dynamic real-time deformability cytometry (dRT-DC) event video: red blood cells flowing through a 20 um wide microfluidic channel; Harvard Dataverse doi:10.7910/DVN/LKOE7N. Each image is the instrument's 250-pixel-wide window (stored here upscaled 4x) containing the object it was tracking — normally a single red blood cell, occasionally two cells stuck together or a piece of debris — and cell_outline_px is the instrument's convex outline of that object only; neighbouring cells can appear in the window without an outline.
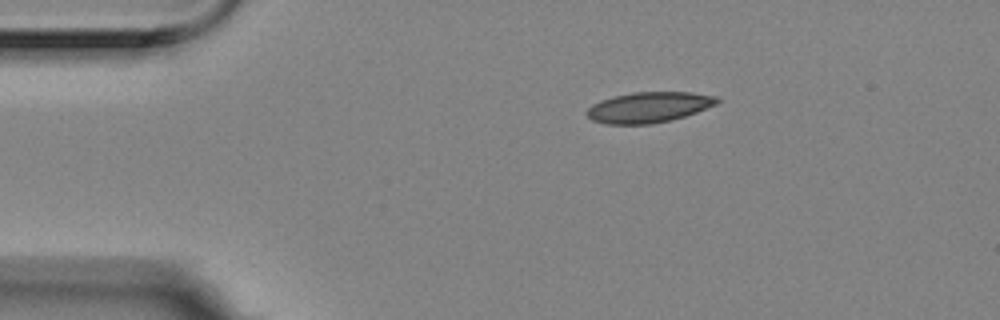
{"species": "Egyptian fruit bat (a non-hibernating species)", "species_latin": "Rousettus aegyptiacus", "temperature_condition": "room temperature", "stored_images_in_passage": 7, "camera_frame_rate_fps": 3000, "um_per_image_px": 0.085, "animal": {"sex": "female"}, "frame": {"image": 1, "passage_image": 1, "time_ms": 0.0, "image_size_px": [1000, 320], "cell_outline_px": [[720, 100], [716, 104], [696, 112], [684, 116], [668, 120], [648, 124], [604, 124], [592, 120], [584, 112], [592, 104], [600, 100], [632, 92], [692, 92], [716, 96]], "centroid_in_image_um": [55.11, 9.11], "position_along_channel_um": 29.9, "area_um2": 23.06}}
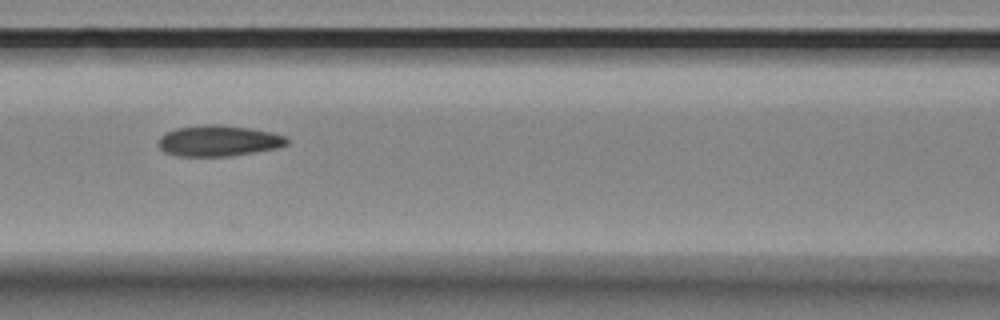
{"frame": {"image": 2, "passage_image": 5, "time_ms": 1.333, "image_size_px": [1000, 320], "cell_outline_px": [[292, 140], [288, 144], [276, 148], [228, 156], [176, 156], [164, 152], [156, 144], [160, 136], [176, 128], [204, 124], [220, 124], [248, 128], [272, 132], [284, 136]], "centroid_in_image_um": [18.56, 11.96], "position_along_channel_um": 148.0, "area_um2": 23.24}}
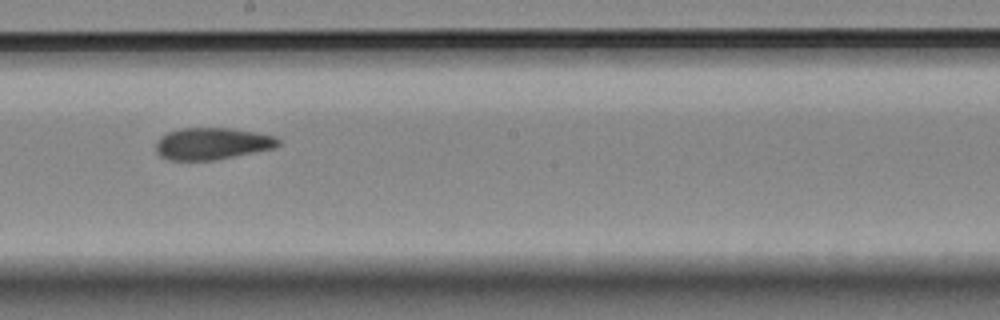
{"frame": {"image": 3, "passage_image": 7, "time_ms": 2.0, "image_size_px": [1000, 320], "cell_outline_px": [[280, 144], [276, 148], [216, 160], [168, 160], [160, 156], [156, 152], [156, 140], [160, 136], [168, 132], [180, 128], [232, 128], [256, 132], [276, 136], [280, 140]], "centroid_in_image_um": [18.04, 12.21], "position_along_channel_um": 230.2, "area_um2": 23.06}}